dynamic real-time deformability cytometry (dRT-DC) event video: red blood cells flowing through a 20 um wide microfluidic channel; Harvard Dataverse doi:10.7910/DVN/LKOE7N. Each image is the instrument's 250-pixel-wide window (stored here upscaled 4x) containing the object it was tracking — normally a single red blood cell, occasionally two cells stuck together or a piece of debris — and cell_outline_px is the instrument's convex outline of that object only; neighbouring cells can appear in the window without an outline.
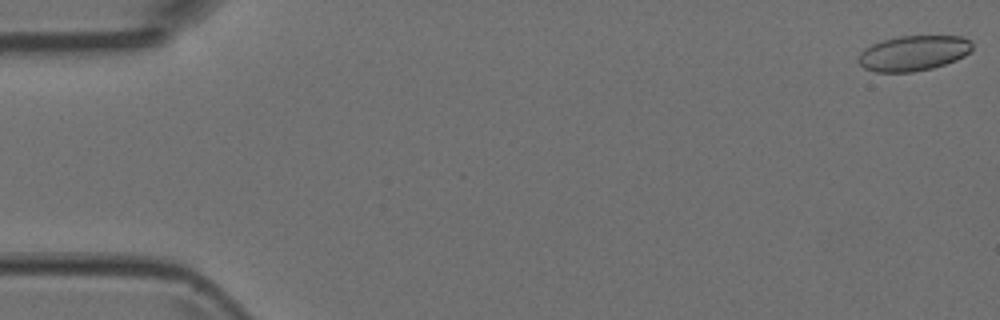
{"species": "Egyptian fruit bat (a non-hibernating species)", "species_latin": "Rousettus aegyptiacus", "temperature_condition": "room temperature", "stored_images_in_passage": 9, "segment_of_instrument_passage": [1, 3], "camera_frame_rate_fps": 3000, "um_per_image_px": 0.085, "animal": {"sex": "female"}, "frame": {"image": 1, "passage_image": 1, "time_ms": 0.0, "image_size_px": [1000, 320], "cell_outline_px": [[972, 48], [964, 56], [956, 60], [932, 68], [912, 72], [876, 72], [864, 68], [856, 60], [860, 52], [864, 48], [872, 44], [884, 40], [900, 36], [964, 36], [972, 40]], "centroid_in_image_um": [77.63, 4.51], "position_along_channel_um": 7.4, "area_um2": 23.47}}